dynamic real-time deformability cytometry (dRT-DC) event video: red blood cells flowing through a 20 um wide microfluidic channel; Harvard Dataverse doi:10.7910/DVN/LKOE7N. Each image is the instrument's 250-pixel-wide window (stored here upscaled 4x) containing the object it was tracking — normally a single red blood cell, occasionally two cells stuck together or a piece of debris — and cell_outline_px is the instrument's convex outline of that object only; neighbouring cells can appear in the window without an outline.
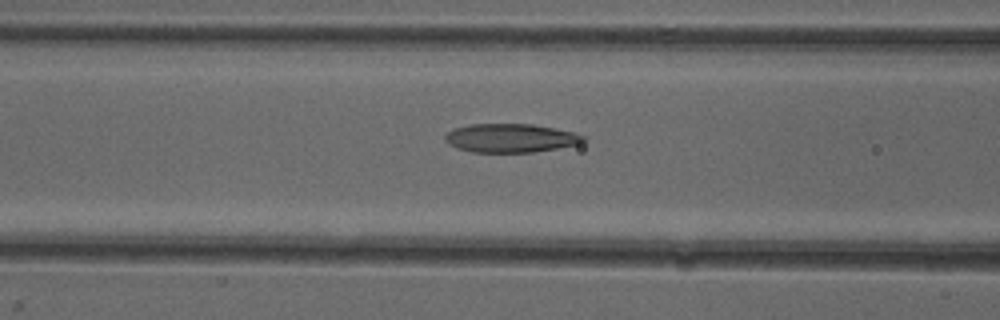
{"species": "common noctule bat (a hibernating species)", "species_latin": "Nyctalus noctula", "temperature_condition": "cold", "stored_images_in_passage": 19, "camera_frame_rate_fps": 3000, "um_per_image_px": 0.085, "animal": {"sex": "female"}, "frame": {"image": 1, "passage_image": 8, "time_ms": 2.333, "image_size_px": [1000, 320], "cell_outline_px": [[588, 140], [580, 144], [532, 152], [472, 152], [456, 148], [448, 144], [444, 140], [444, 136], [452, 128], [472, 124], [532, 124], [576, 132], [584, 136]], "centroid_in_image_um": [43.4, 11.73], "position_along_channel_um": 123.2, "area_um2": 23.29}}
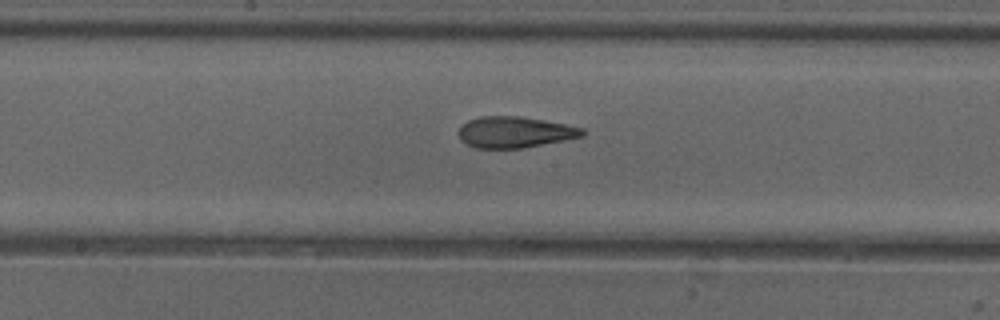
{"frame": {"image": 2, "passage_image": 14, "time_ms": 4.333, "image_size_px": [1000, 320], "cell_outline_px": [[584, 136], [524, 148], [476, 148], [460, 140], [460, 128], [468, 120], [480, 116], [520, 116], [544, 120], [584, 128]], "centroid_in_image_um": [43.77, 11.23], "position_along_channel_um": 204.4, "area_um2": 22.31}}
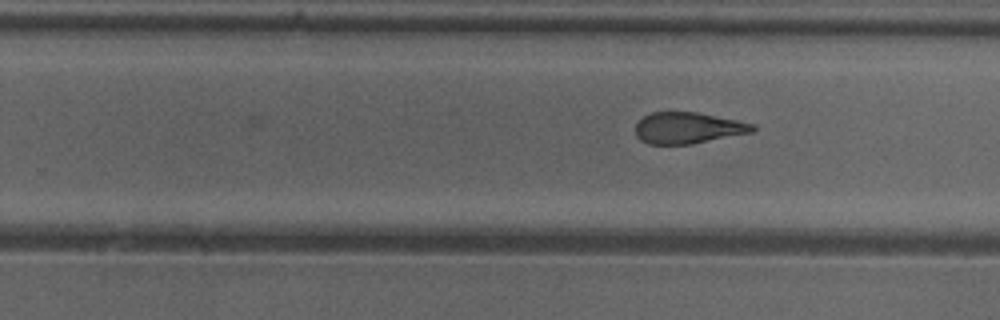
{"frame": {"image": 3, "passage_image": 19, "time_ms": 6.0, "image_size_px": [1000, 320], "cell_outline_px": [[756, 128], [752, 132], [692, 144], [648, 144], [640, 140], [636, 136], [636, 120], [652, 112], [696, 112], [756, 124]], "centroid_in_image_um": [58.45, 10.87], "position_along_channel_um": 271.4, "area_um2": 21.39}}